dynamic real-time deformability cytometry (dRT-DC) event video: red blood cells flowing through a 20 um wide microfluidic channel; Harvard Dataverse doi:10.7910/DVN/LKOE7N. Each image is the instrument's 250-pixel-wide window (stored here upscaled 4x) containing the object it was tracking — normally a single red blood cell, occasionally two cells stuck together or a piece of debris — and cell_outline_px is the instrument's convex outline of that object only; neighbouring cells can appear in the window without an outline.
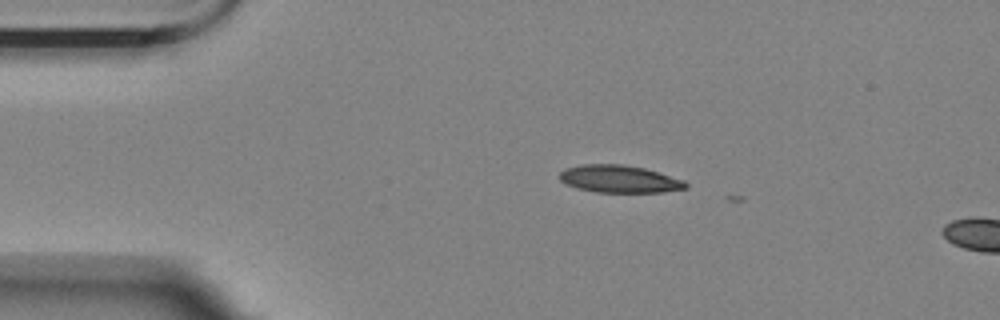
{"species": "Egyptian fruit bat (a non-hibernating species)", "species_latin": "Rousettus aegyptiacus", "temperature_condition": "room temperature", "stored_images_in_passage": 2, "camera_frame_rate_fps": 3000, "um_per_image_px": 0.085, "animal": {"sex": "female"}, "frame": {"image": 1, "passage_image": 1, "time_ms": 0.0, "image_size_px": [1000, 320], "cell_outline_px": [[688, 188], [660, 192], [596, 192], [576, 188], [564, 184], [560, 180], [560, 172], [564, 168], [580, 164], [624, 164], [644, 168], [684, 180], [688, 184]], "centroid_in_image_um": [52.61, 15.21], "position_along_channel_um": 32.4, "area_um2": 20.29}}